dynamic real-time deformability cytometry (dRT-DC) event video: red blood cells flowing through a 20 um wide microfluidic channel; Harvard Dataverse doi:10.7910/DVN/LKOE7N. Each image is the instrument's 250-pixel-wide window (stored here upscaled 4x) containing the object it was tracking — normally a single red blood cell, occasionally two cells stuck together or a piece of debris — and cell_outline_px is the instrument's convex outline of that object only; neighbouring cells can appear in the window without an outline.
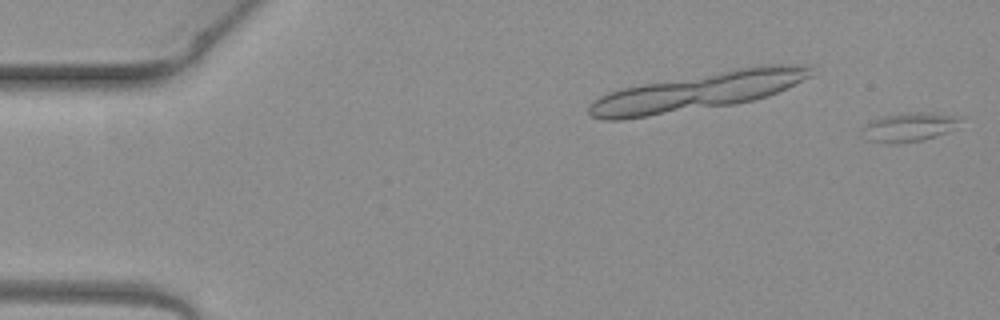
{"species": "common noctule bat (a hibernating species)", "species_latin": "Nyctalus noctula", "temperature_condition": "warm", "stored_images_in_passage": 2, "camera_frame_rate_fps": 3000, "um_per_image_px": 0.085, "animal": {"sex": "female", "body_mass_g": 19.3, "forearm_length_mm": 54.1}, "frame": {"image": 1, "passage_image": 2, "time_ms": 0.333, "image_size_px": [1000, 320], "cell_outline_px": [[964, 116], [960, 120], [944, 132], [924, 140], [896, 144], [888, 144], [864, 140], [860, 132], [864, 124], [872, 120], [884, 116], [916, 112], [932, 112]], "centroid_in_image_um": [77.16, 10.81], "position_along_channel_um": 7.8, "area_um2": 16.59}}